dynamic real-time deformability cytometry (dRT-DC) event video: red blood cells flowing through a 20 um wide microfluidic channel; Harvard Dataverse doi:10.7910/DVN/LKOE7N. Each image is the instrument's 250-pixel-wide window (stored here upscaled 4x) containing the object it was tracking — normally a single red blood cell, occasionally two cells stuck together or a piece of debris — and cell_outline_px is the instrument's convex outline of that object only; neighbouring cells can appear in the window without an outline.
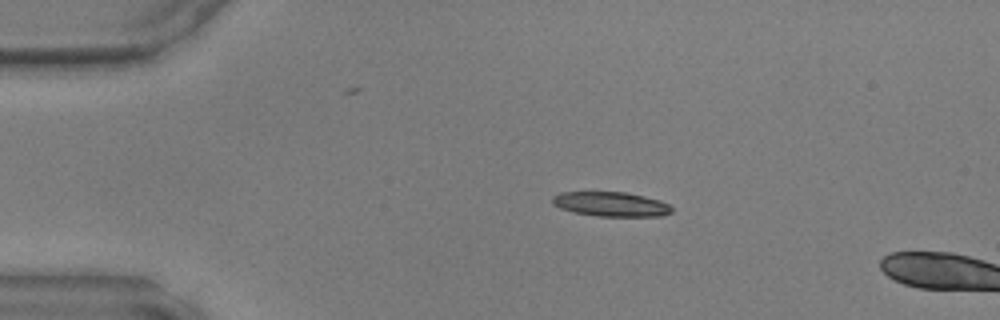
{"species": "common noctule bat (a hibernating species)", "species_latin": "Nyctalus noctula", "temperature_condition": "warm", "stored_images_in_passage": 4, "camera_frame_rate_fps": 3000, "um_per_image_px": 0.085, "animal": {"sex": "male", "body_mass_g": 17.9, "forearm_length_mm": 54.2}, "frame": {"image": 1, "passage_image": 1, "time_ms": 0.0, "image_size_px": [1000, 320], "cell_outline_px": [[672, 212], [664, 216], [600, 216], [572, 212], [560, 208], [552, 204], [552, 196], [560, 192], [624, 192], [644, 196], [660, 200], [668, 204], [672, 208]], "centroid_in_image_um": [51.92, 17.35], "position_along_channel_um": 33.1, "area_um2": 17.11}}